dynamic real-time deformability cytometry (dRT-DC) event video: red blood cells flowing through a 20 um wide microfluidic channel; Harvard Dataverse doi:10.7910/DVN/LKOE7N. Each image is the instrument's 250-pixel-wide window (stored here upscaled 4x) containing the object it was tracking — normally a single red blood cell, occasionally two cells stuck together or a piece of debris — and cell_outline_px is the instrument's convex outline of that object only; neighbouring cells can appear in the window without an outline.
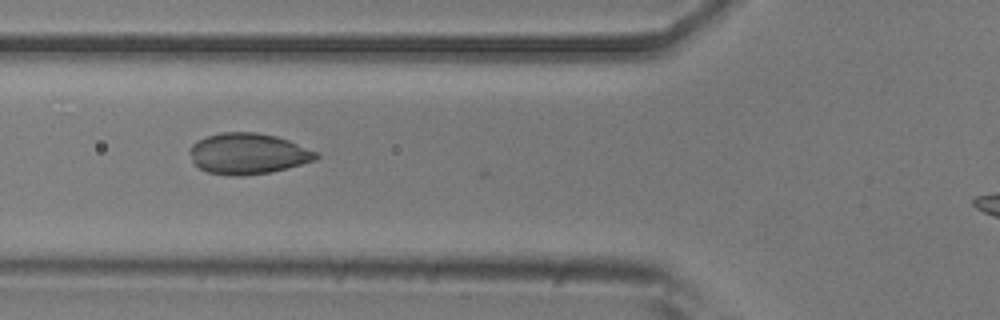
{"species": "common noctule bat (a hibernating species)", "species_latin": "Nyctalus noctula", "temperature_condition": "room temperature", "stored_images_in_passage": 26, "camera_frame_rate_fps": 3000, "um_per_image_px": 0.085, "animal": {"sex": "male", "body_mass_g": 20.5, "forearm_length_mm": 52.5}, "frame": {"image": 1, "passage_image": 4, "time_ms": 1.0, "image_size_px": [1000, 320], "cell_outline_px": [[320, 156], [316, 160], [268, 172], [240, 176], [236, 176], [208, 172], [192, 164], [188, 152], [188, 148], [192, 144], [208, 136], [220, 132], [256, 132], [276, 136], [288, 140], [320, 152]], "centroid_in_image_um": [21.06, 13.05], "position_along_channel_um": 104.7, "area_um2": 30.17}}
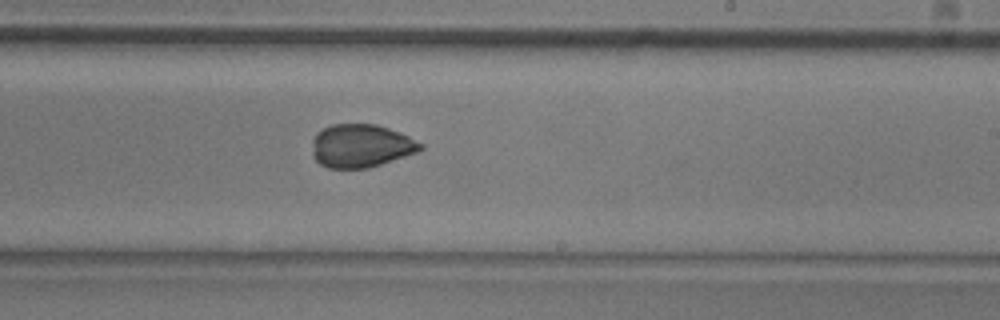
{"frame": {"image": 2, "passage_image": 16, "time_ms": 5.0, "image_size_px": [1000, 320], "cell_outline_px": [[424, 148], [416, 152], [368, 168], [328, 168], [320, 164], [316, 160], [312, 152], [312, 140], [316, 132], [320, 128], [332, 124], [376, 124], [400, 132], [424, 144]], "centroid_in_image_um": [30.65, 12.38], "position_along_channel_um": 258.4, "area_um2": 27.34}}
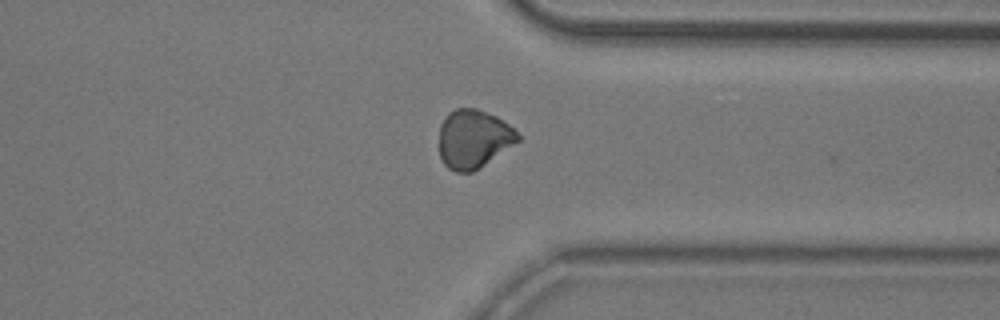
{"frame": {"image": 3, "passage_image": 25, "time_ms": 8.0, "image_size_px": [1000, 320], "cell_outline_px": [[520, 140], [480, 168], [472, 172], [456, 172], [448, 168], [444, 164], [440, 156], [440, 124], [444, 116], [448, 112], [456, 108], [476, 108], [496, 116], [508, 124], [520, 136]], "centroid_in_image_um": [40.23, 11.8], "position_along_channel_um": 371.2, "area_um2": 26.88}}